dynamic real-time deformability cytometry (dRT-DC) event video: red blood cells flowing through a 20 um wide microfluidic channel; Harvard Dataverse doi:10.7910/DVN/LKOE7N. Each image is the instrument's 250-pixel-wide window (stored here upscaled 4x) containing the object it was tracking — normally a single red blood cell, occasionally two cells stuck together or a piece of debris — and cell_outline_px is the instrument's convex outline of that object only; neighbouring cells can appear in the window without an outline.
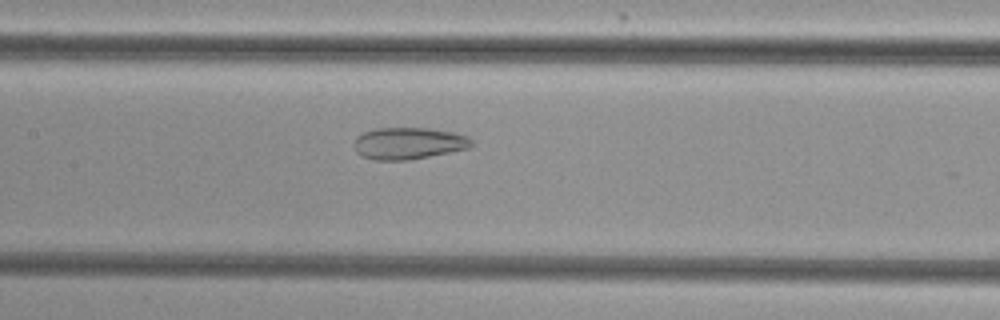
{"species": "common noctule bat (a hibernating species)", "species_latin": "Nyctalus noctula", "temperature_condition": "cold", "stored_images_in_passage": 51, "camera_frame_rate_fps": 3000, "um_per_image_px": 0.085, "animal": {"sex": "female", "body_mass_g": 29.2, "forearm_length_mm": 56.3}, "frame": {"image": 1, "passage_image": 27, "time_ms": 8.667, "image_size_px": [1000, 320], "cell_outline_px": [[472, 144], [468, 148], [408, 160], [376, 160], [360, 156], [356, 152], [352, 144], [356, 136], [364, 132], [376, 128], [428, 128], [452, 132], [468, 136], [472, 140]], "centroid_in_image_um": [34.66, 12.18], "position_along_channel_um": 172.7, "area_um2": 21.79}}
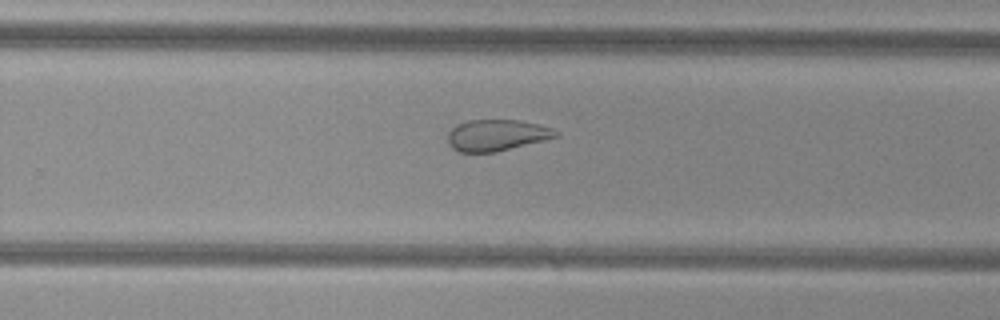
{"frame": {"image": 2, "passage_image": 36, "time_ms": 11.667, "image_size_px": [1000, 320], "cell_outline_px": [[560, 136], [496, 152], [460, 152], [452, 148], [448, 144], [448, 132], [456, 124], [468, 120], [520, 120], [552, 128], [560, 132]], "centroid_in_image_um": [42.21, 11.49], "position_along_channel_um": 287.6, "area_um2": 19.77}}
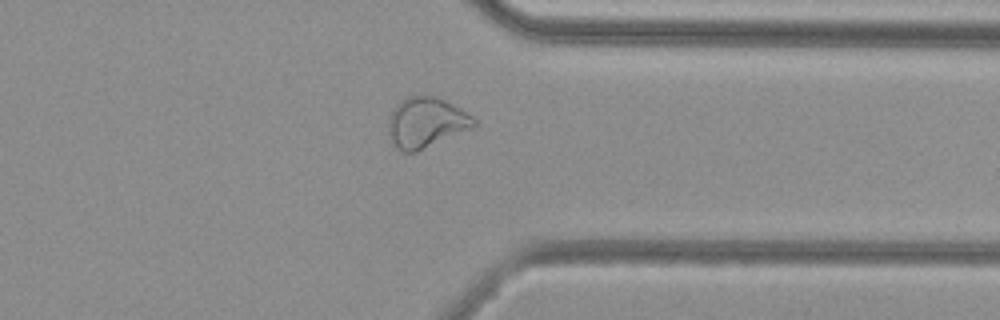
{"frame": {"image": 3, "passage_image": 43, "time_ms": 14.0, "image_size_px": [1000, 320], "cell_outline_px": [[476, 124], [416, 152], [400, 152], [388, 136], [388, 120], [396, 104], [400, 100], [408, 96], [436, 96], [460, 108], [472, 116], [476, 120]], "centroid_in_image_um": [36.14, 10.4], "position_along_channel_um": 375.3, "area_um2": 24.57}}